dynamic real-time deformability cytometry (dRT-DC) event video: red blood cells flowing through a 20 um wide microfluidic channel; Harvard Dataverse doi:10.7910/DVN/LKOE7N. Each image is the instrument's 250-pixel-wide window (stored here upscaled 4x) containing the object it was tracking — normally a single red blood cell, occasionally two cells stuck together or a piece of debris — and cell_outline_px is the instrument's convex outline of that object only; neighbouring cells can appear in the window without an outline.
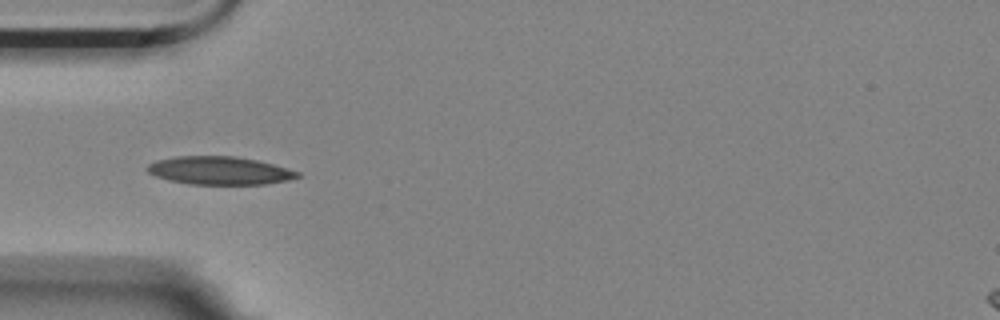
{"species": "Egyptian fruit bat (a non-hibernating species)", "species_latin": "Rousettus aegyptiacus", "temperature_condition": "room temperature", "stored_images_in_passage": 9, "camera_frame_rate_fps": 3000, "um_per_image_px": 0.085, "animal": {"sex": "female"}, "frame": {"image": 1, "passage_image": 3, "time_ms": 0.667, "image_size_px": [1000, 320], "cell_outline_px": [[300, 176], [288, 180], [264, 184], [188, 184], [168, 180], [156, 176], [148, 172], [144, 168], [148, 164], [156, 160], [176, 156], [236, 156], [256, 160], [288, 168], [300, 172]], "centroid_in_image_um": [18.63, 14.49], "position_along_channel_um": 66.4, "area_um2": 24.62}}
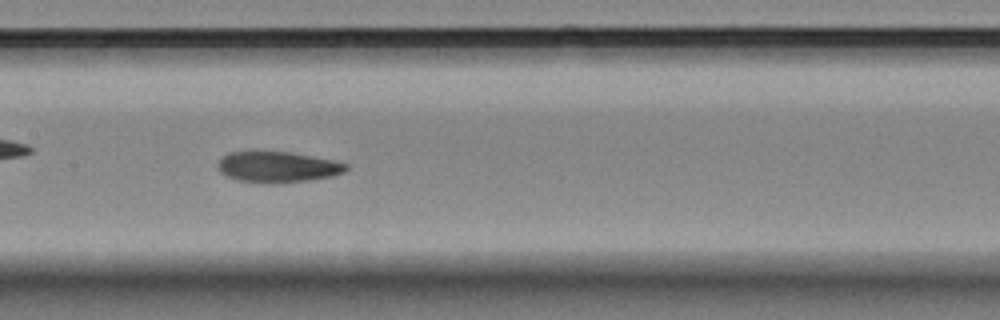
{"frame": {"image": 2, "passage_image": 6, "time_ms": 1.667, "image_size_px": [1000, 320], "cell_outline_px": [[348, 168], [344, 172], [332, 176], [308, 180], [236, 180], [220, 172], [216, 168], [216, 164], [228, 152], [248, 148], [252, 148], [292, 152], [336, 160], [348, 164]], "centroid_in_image_um": [23.55, 14.08], "position_along_channel_um": 183.8, "area_um2": 23.12}}
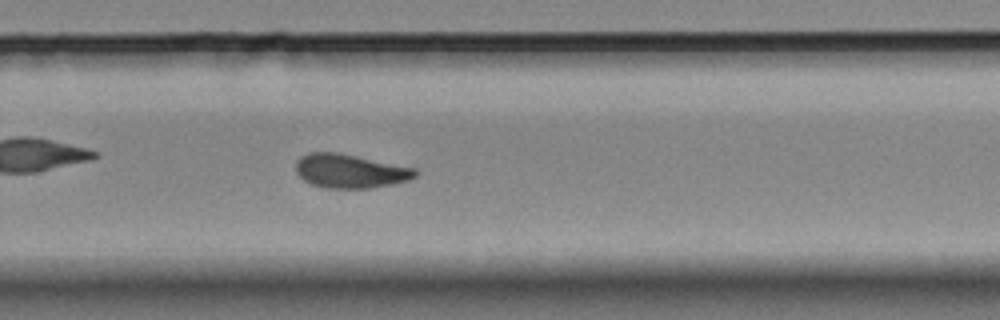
{"frame": {"image": 3, "passage_image": 9, "time_ms": 2.667, "image_size_px": [1000, 320], "cell_outline_px": [[416, 176], [408, 180], [392, 184], [368, 188], [328, 188], [312, 184], [304, 180], [296, 172], [296, 160], [300, 156], [308, 152], [340, 152], [416, 168]], "centroid_in_image_um": [29.74, 14.52], "position_along_channel_um": 300.1, "area_um2": 23.64}}